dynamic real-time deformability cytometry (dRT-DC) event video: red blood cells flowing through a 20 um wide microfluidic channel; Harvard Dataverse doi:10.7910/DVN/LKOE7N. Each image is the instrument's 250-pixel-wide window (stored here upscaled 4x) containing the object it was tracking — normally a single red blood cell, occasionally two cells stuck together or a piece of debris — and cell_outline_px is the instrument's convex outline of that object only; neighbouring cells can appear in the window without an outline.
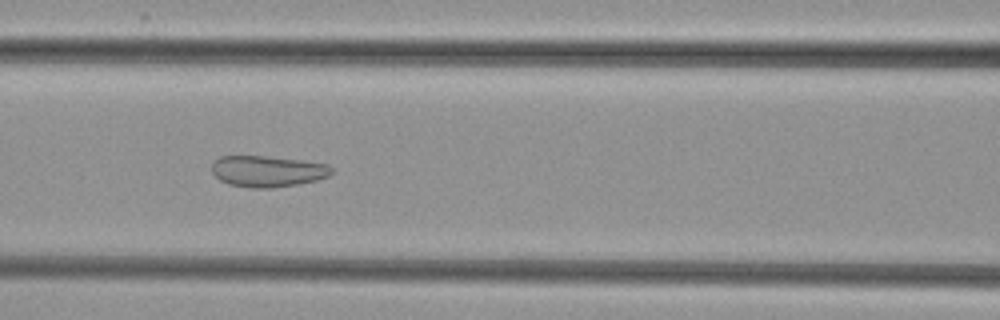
{"species": "common noctule bat (a hibernating species)", "species_latin": "Nyctalus noctula", "temperature_condition": "cold", "stored_images_in_passage": 32, "camera_frame_rate_fps": 3000, "um_per_image_px": 0.085, "animal": {"sex": "female", "body_mass_g": 29.2, "forearm_length_mm": 56.3}, "frame": {"image": 1, "passage_image": 10, "time_ms": 3.0, "image_size_px": [1000, 320], "cell_outline_px": [[332, 172], [328, 176], [316, 180], [296, 184], [272, 188], [252, 188], [228, 184], [220, 180], [212, 172], [212, 164], [220, 156], [264, 156], [300, 160], [328, 164], [332, 168]], "centroid_in_image_um": [22.73, 14.56], "position_along_channel_um": 143.9, "area_um2": 21.62}}
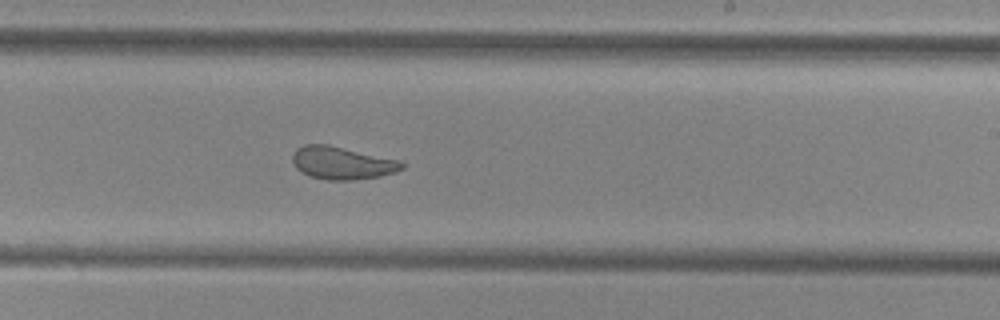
{"frame": {"image": 2, "passage_image": 19, "time_ms": 6.0, "image_size_px": [1000, 320], "cell_outline_px": [[408, 164], [404, 168], [396, 172], [380, 176], [348, 180], [328, 180], [312, 176], [300, 172], [296, 168], [292, 160], [292, 156], [296, 148], [304, 144], [328, 144], [400, 160]], "centroid_in_image_um": [29.1, 13.84], "position_along_channel_um": 259.9, "area_um2": 20.98}}
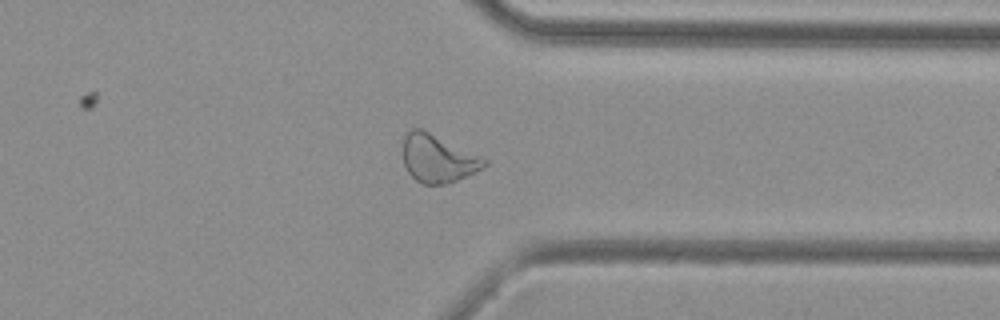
{"frame": {"image": 3, "passage_image": 28, "time_ms": 9.0, "image_size_px": [1000, 320], "cell_outline_px": [[488, 164], [476, 172], [456, 180], [444, 184], [420, 184], [408, 172], [404, 164], [404, 136], [412, 128], [420, 128], [480, 156], [488, 160]], "centroid_in_image_um": [37.21, 13.49], "position_along_channel_um": 374.2, "area_um2": 22.25}}